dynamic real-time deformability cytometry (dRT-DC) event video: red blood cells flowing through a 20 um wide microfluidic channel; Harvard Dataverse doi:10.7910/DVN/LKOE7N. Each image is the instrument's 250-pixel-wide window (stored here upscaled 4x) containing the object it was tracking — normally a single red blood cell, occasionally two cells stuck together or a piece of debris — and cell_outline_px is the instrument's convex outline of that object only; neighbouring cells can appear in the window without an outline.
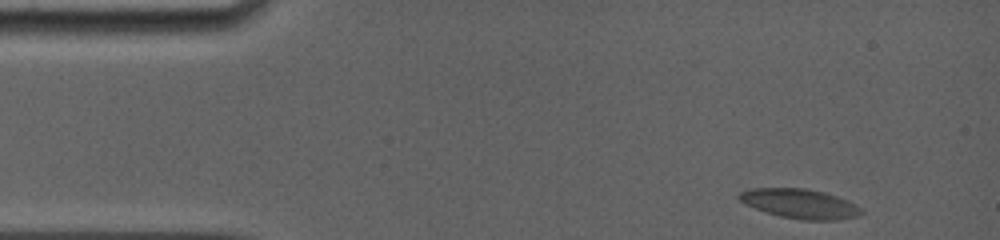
{"species": "common noctule bat (a hibernating species)", "species_latin": "Nyctalus noctula", "temperature_condition": "room temperature", "stored_images_in_passage": 95, "camera_frame_rate_fps": 5000, "um_per_image_px": 0.085, "animal": {"sex": "female", "body_mass_g": 19.0, "forearm_length_mm": 56.7}, "frame": {"image": 1, "passage_image": 1, "time_ms": 0.0, "image_size_px": [1000, 240], "cell_outline_px": [[864, 212], [856, 216], [836, 220], [804, 220], [780, 216], [744, 204], [736, 196], [740, 192], [752, 188], [804, 188], [824, 192], [848, 200], [860, 208]], "centroid_in_image_um": [67.98, 17.31], "position_along_channel_um": 17.0, "area_um2": 20.81}}
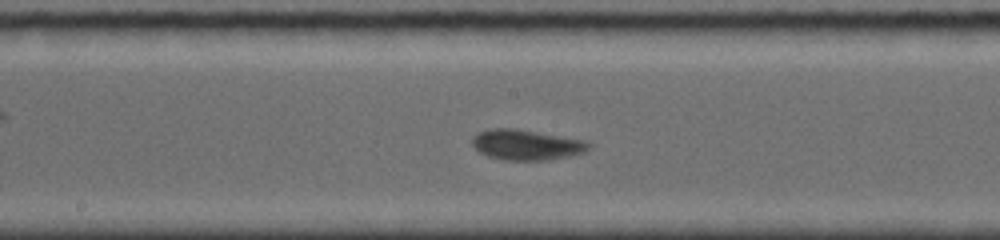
{"frame": {"image": 2, "passage_image": 54, "time_ms": 7.2, "image_size_px": [1000, 240], "cell_outline_px": [[588, 148], [584, 152], [548, 160], [504, 160], [488, 156], [480, 152], [472, 144], [472, 136], [480, 132], [492, 128], [516, 128], [580, 140], [588, 144]], "centroid_in_image_um": [44.65, 12.31], "position_along_channel_um": 203.5, "area_um2": 20.11}}
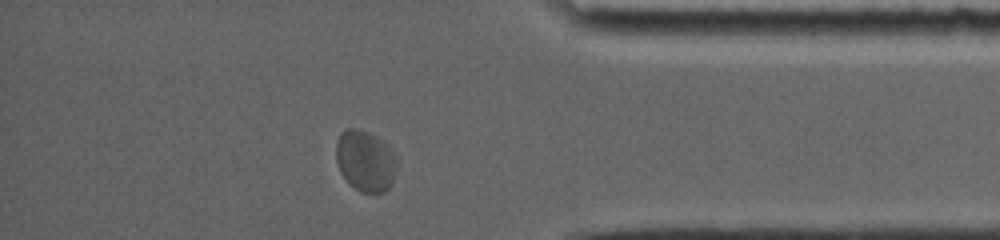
{"frame": {"image": 3, "passage_image": 95, "time_ms": 12.8, "image_size_px": [1000, 240], "cell_outline_px": [[392, 184], [384, 192], [360, 192], [348, 184], [340, 172], [336, 160], [336, 140], [340, 132], [344, 128], [356, 128], [376, 136], [380, 140], [388, 152], [392, 160]], "centroid_in_image_um": [30.91, 13.68], "position_along_channel_um": 404.3, "area_um2": 20.75}, "authors_computed_cell_mechanics": {"area_um2": 19.652, "velocity_mm_per_s": 3.7455, "shape_relaxation_time_tau1_ms": 3.9303, "shape_relaxation_time_tau2_ms": null, "deformation_change_tau1": 0.1528, "deformation_change_tau2": null}}